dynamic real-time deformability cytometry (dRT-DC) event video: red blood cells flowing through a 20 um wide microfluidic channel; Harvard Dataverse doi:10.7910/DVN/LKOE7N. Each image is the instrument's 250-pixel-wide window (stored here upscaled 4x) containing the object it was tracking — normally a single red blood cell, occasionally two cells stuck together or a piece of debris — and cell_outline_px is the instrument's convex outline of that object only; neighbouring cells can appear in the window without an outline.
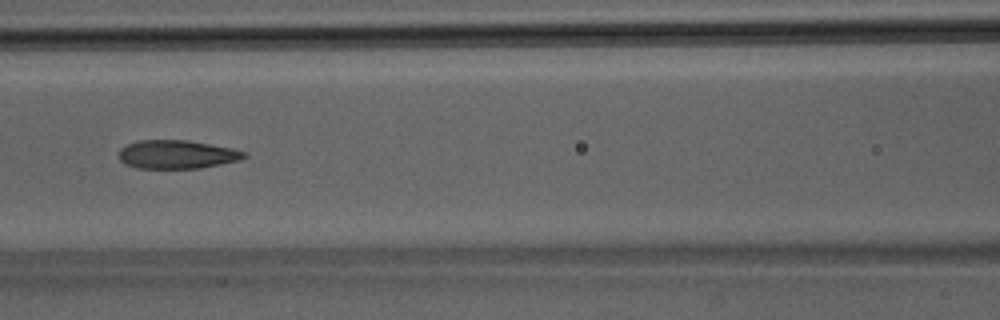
{"species": "Egyptian fruit bat (a non-hibernating species)", "species_latin": "Rousettus aegyptiacus", "temperature_condition": "room temperature", "stored_images_in_passage": 33, "camera_frame_rate_fps": 3000, "um_per_image_px": 0.085, "animal": {"sex": "male"}, "frame": {"image": 1, "passage_image": 11, "time_ms": 3.333, "image_size_px": [1000, 320], "cell_outline_px": [[248, 156], [240, 160], [200, 168], [136, 168], [124, 164], [120, 160], [120, 148], [128, 144], [140, 140], [188, 140], [232, 148], [248, 152]], "centroid_in_image_um": [15.06, 13.12], "position_along_channel_um": 151.5, "area_um2": 20.87}}
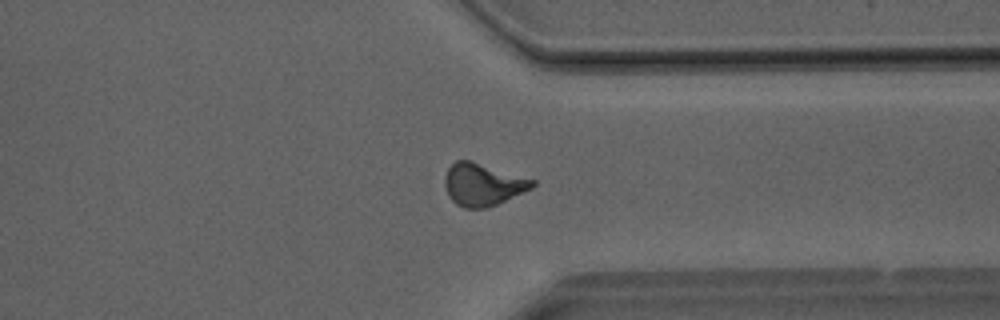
{"frame": {"image": 2, "passage_image": 24, "time_ms": 7.667, "image_size_px": [1000, 320], "cell_outline_px": [[536, 184], [532, 188], [488, 208], [464, 208], [456, 204], [448, 196], [444, 184], [444, 176], [448, 168], [456, 160], [468, 160], [536, 180]], "centroid_in_image_um": [41.02, 15.69], "position_along_channel_um": 370.4, "area_um2": 21.5}}
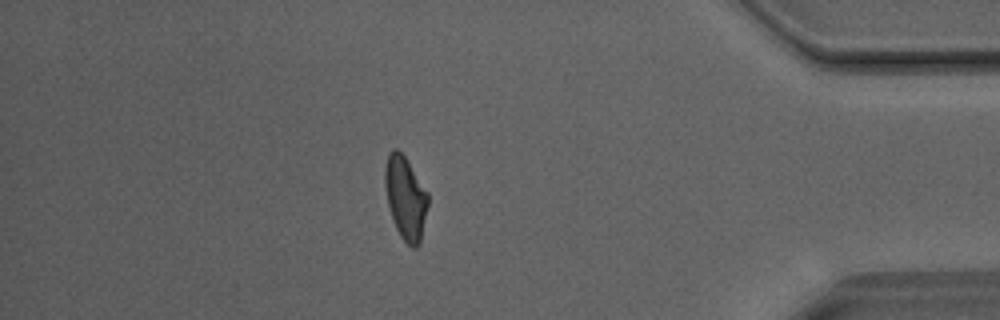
{"frame": {"image": 3, "passage_image": 28, "time_ms": 9.0, "image_size_px": [1000, 320], "cell_outline_px": [[428, 204], [420, 244], [416, 248], [412, 248], [400, 236], [396, 228], [388, 204], [384, 184], [384, 168], [388, 156], [392, 148], [396, 148], [404, 156], [428, 192]], "centroid_in_image_um": [34.47, 16.83], "position_along_channel_um": 400.7, "area_um2": 20.69}}